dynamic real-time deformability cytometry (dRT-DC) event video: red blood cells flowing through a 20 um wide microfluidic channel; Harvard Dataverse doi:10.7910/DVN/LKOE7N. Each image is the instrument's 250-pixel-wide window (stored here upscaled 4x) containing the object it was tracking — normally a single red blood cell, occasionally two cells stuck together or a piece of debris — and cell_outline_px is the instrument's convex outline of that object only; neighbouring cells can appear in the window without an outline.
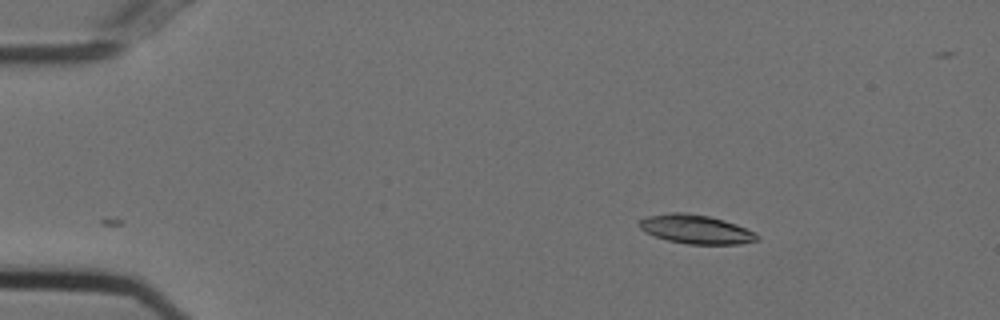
{"species": "Egyptian fruit bat (a non-hibernating species)", "species_latin": "Rousettus aegyptiacus", "temperature_condition": "cold", "stored_images_in_passage": 42, "camera_frame_rate_fps": 3000, "um_per_image_px": 0.085, "animal": {"sex": "female"}, "frame": {"image": 1, "passage_image": 1, "time_ms": 0.0, "image_size_px": [1000, 320], "cell_outline_px": [[760, 240], [740, 244], [688, 244], [668, 240], [656, 236], [640, 228], [636, 224], [640, 220], [648, 216], [672, 212], [688, 212], [708, 216], [724, 220], [736, 224], [760, 236]], "centroid_in_image_um": [59.16, 19.48], "position_along_channel_um": 25.8, "area_um2": 19.71}}
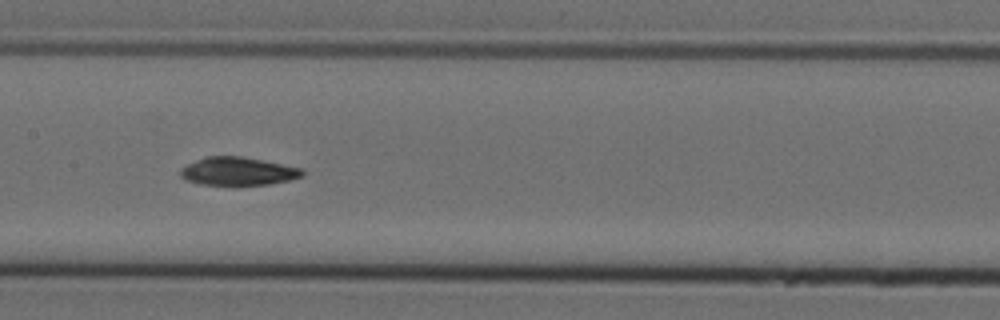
{"frame": {"image": 2, "passage_image": 20, "time_ms": 6.333, "image_size_px": [1000, 320], "cell_outline_px": [[304, 176], [288, 180], [268, 184], [236, 188], [200, 184], [188, 180], [180, 176], [180, 168], [204, 156], [240, 156], [304, 168]], "centroid_in_image_um": [20.22, 14.6], "position_along_channel_um": 187.2, "area_um2": 20.75}}
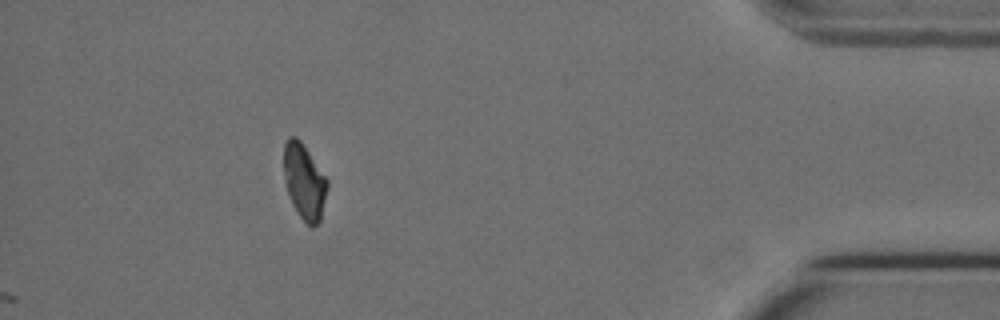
{"frame": {"image": 3, "passage_image": 42, "time_ms": 13.667, "image_size_px": [1000, 320], "cell_outline_px": [[328, 188], [320, 220], [312, 228], [296, 212], [292, 204], [288, 192], [284, 172], [284, 144], [288, 136], [296, 136], [300, 140], [328, 180]], "centroid_in_image_um": [25.87, 15.42], "position_along_channel_um": 409.3, "area_um2": 18.9}, "authors_computed_cell_mechanics": {"area_um2": 20.6057, "velocity_mm_per_s": 3.7136, "shape_relaxation_time_tau1_ms": 7.2201, "shape_relaxation_time_tau2_ms": 8.3542, "deformation_change_tau1": 0.2091, "deformation_change_tau2": 0.1467}}